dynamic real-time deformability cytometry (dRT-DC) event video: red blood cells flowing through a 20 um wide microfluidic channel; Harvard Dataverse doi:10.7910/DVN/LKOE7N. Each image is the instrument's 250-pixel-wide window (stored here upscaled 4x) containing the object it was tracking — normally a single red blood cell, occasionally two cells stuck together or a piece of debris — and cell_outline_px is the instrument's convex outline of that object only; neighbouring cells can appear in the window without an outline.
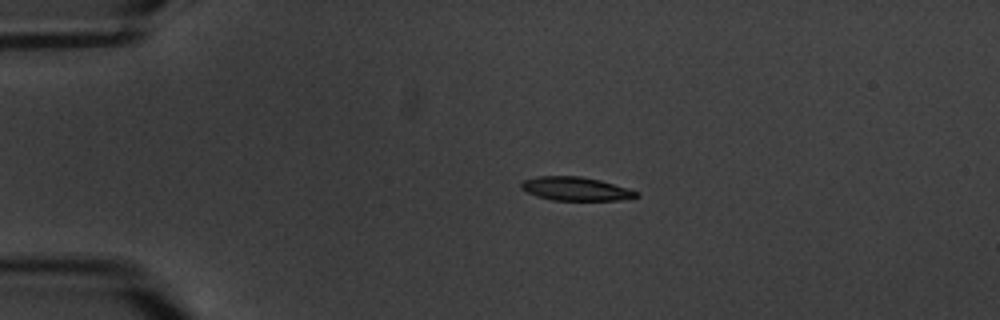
{"species": "common noctule bat (a hibernating species)", "species_latin": "Nyctalus noctula", "temperature_condition": "warm", "stored_images_in_passage": 5, "camera_frame_rate_fps": 3000, "um_per_image_px": 0.085, "animal": {"sex": "male", "body_mass_g": 20.1, "forearm_length_mm": 53.5}, "frame": {"image": 1, "passage_image": 2, "time_ms": 1.0, "image_size_px": [1000, 320], "cell_outline_px": [[640, 196], [620, 200], [552, 200], [536, 196], [520, 188], [520, 184], [524, 180], [536, 176], [580, 176], [600, 180], [628, 188], [636, 192]], "centroid_in_image_um": [48.91, 16.04], "position_along_channel_um": 36.1, "area_um2": 15.78}}